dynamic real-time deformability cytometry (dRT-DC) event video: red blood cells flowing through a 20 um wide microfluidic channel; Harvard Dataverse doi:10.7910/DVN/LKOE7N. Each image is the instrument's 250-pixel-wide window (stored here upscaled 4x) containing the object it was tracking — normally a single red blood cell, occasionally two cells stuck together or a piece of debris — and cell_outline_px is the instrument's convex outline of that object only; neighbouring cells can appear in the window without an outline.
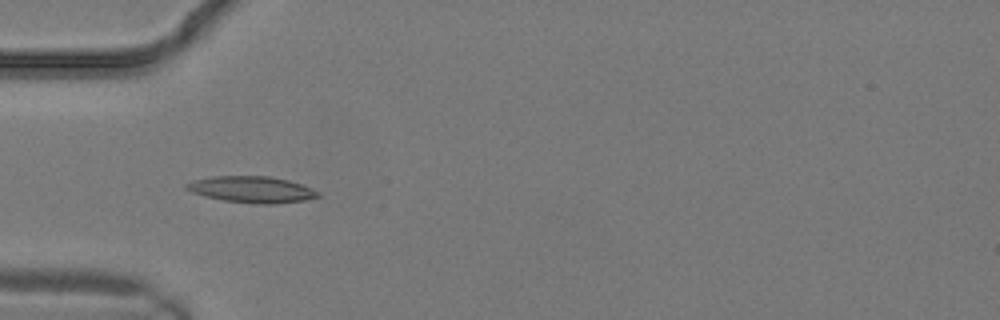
{"species": "common noctule bat (a hibernating species)", "species_latin": "Nyctalus noctula", "temperature_condition": "warm", "stored_images_in_passage": 11, "camera_frame_rate_fps": 3000, "um_per_image_px": 0.085, "animal": {"sex": "male", "body_mass_g": 19.2, "forearm_length_mm": 51.8}, "frame": {"image": 1, "passage_image": 8, "time_ms": 2.333, "image_size_px": [1000, 320], "cell_outline_px": [[320, 196], [304, 200], [276, 204], [256, 204], [224, 200], [204, 196], [192, 192], [184, 188], [184, 184], [192, 180], [212, 176], [268, 176], [288, 180], [312, 188], [320, 192]], "centroid_in_image_um": [21.38, 16.1], "position_along_channel_um": 63.6, "area_um2": 20.29}}
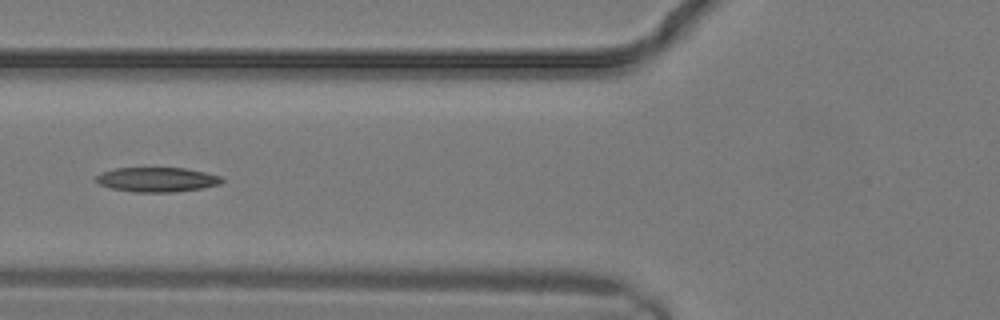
{"frame": {"image": 2, "passage_image": 10, "time_ms": 3.0, "image_size_px": [1000, 320], "cell_outline_px": [[224, 180], [220, 184], [200, 188], [172, 192], [132, 192], [112, 188], [100, 184], [92, 180], [100, 172], [116, 168], [184, 168], [204, 172], [220, 176]], "centroid_in_image_um": [13.29, 15.26], "position_along_channel_um": 112.5, "area_um2": 17.98}}